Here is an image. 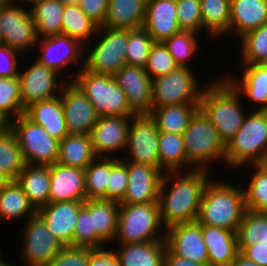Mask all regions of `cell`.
Here are the masks:
<instances>
[{"label":"cell","instance_id":"6da1fadb","mask_svg":"<svg viewBox=\"0 0 267 266\" xmlns=\"http://www.w3.org/2000/svg\"><path fill=\"white\" fill-rule=\"evenodd\" d=\"M209 174L208 170L191 168L186 174L183 171L163 174L158 204L160 220L165 229L174 224L197 220L204 188L212 179ZM169 181L172 183L168 188L166 185Z\"/></svg>","mask_w":267,"mask_h":266},{"label":"cell","instance_id":"7a4b0ae2","mask_svg":"<svg viewBox=\"0 0 267 266\" xmlns=\"http://www.w3.org/2000/svg\"><path fill=\"white\" fill-rule=\"evenodd\" d=\"M246 211L241 186L210 179L204 188L197 221L201 225L237 232Z\"/></svg>","mask_w":267,"mask_h":266},{"label":"cell","instance_id":"3957f363","mask_svg":"<svg viewBox=\"0 0 267 266\" xmlns=\"http://www.w3.org/2000/svg\"><path fill=\"white\" fill-rule=\"evenodd\" d=\"M210 81L203 87L199 109L208 118L225 144L241 128L247 113L242 109L241 96L224 78Z\"/></svg>","mask_w":267,"mask_h":266},{"label":"cell","instance_id":"277c9868","mask_svg":"<svg viewBox=\"0 0 267 266\" xmlns=\"http://www.w3.org/2000/svg\"><path fill=\"white\" fill-rule=\"evenodd\" d=\"M249 114L226 144L224 161L231 168L263 165L267 160V110L255 109Z\"/></svg>","mask_w":267,"mask_h":266},{"label":"cell","instance_id":"5b68a950","mask_svg":"<svg viewBox=\"0 0 267 266\" xmlns=\"http://www.w3.org/2000/svg\"><path fill=\"white\" fill-rule=\"evenodd\" d=\"M162 226L158 202L119 204L115 241L134 244L164 240L165 228Z\"/></svg>","mask_w":267,"mask_h":266},{"label":"cell","instance_id":"8992f818","mask_svg":"<svg viewBox=\"0 0 267 266\" xmlns=\"http://www.w3.org/2000/svg\"><path fill=\"white\" fill-rule=\"evenodd\" d=\"M182 135L186 151L187 169L192 166V170H209V163L218 161L220 158L224 162L226 144L200 109L192 116L188 128Z\"/></svg>","mask_w":267,"mask_h":266},{"label":"cell","instance_id":"52a82bcc","mask_svg":"<svg viewBox=\"0 0 267 266\" xmlns=\"http://www.w3.org/2000/svg\"><path fill=\"white\" fill-rule=\"evenodd\" d=\"M73 78L69 81H74L85 93L99 117L136 115L130 109L126 95L114 77L95 74L83 68Z\"/></svg>","mask_w":267,"mask_h":266},{"label":"cell","instance_id":"ba28073f","mask_svg":"<svg viewBox=\"0 0 267 266\" xmlns=\"http://www.w3.org/2000/svg\"><path fill=\"white\" fill-rule=\"evenodd\" d=\"M96 33V36H102L98 37L96 44L91 45V50L84 51L88 54H84L83 68L95 74L113 77L127 64L128 30L99 26Z\"/></svg>","mask_w":267,"mask_h":266},{"label":"cell","instance_id":"9c48e42d","mask_svg":"<svg viewBox=\"0 0 267 266\" xmlns=\"http://www.w3.org/2000/svg\"><path fill=\"white\" fill-rule=\"evenodd\" d=\"M10 130L20 146L25 164L49 166L56 163L60 141L34 124L24 114L11 120Z\"/></svg>","mask_w":267,"mask_h":266},{"label":"cell","instance_id":"30bf717a","mask_svg":"<svg viewBox=\"0 0 267 266\" xmlns=\"http://www.w3.org/2000/svg\"><path fill=\"white\" fill-rule=\"evenodd\" d=\"M191 69L179 66L176 70L152 80L153 108L199 104L203 88L197 84V77Z\"/></svg>","mask_w":267,"mask_h":266},{"label":"cell","instance_id":"8fae6325","mask_svg":"<svg viewBox=\"0 0 267 266\" xmlns=\"http://www.w3.org/2000/svg\"><path fill=\"white\" fill-rule=\"evenodd\" d=\"M131 119L125 150L128 151V155L125 158L121 157L122 160L149 165L160 170L158 149L160 131L156 121L150 114L134 115Z\"/></svg>","mask_w":267,"mask_h":266},{"label":"cell","instance_id":"7c38bea8","mask_svg":"<svg viewBox=\"0 0 267 266\" xmlns=\"http://www.w3.org/2000/svg\"><path fill=\"white\" fill-rule=\"evenodd\" d=\"M20 3L7 2L0 5V33L2 44L21 54L32 49L38 42L36 26L30 11ZM29 48V49H28ZM27 50V51H26Z\"/></svg>","mask_w":267,"mask_h":266},{"label":"cell","instance_id":"4fadbf2b","mask_svg":"<svg viewBox=\"0 0 267 266\" xmlns=\"http://www.w3.org/2000/svg\"><path fill=\"white\" fill-rule=\"evenodd\" d=\"M25 222L22 260L27 266H47L64 246L37 213Z\"/></svg>","mask_w":267,"mask_h":266},{"label":"cell","instance_id":"5bb4252c","mask_svg":"<svg viewBox=\"0 0 267 266\" xmlns=\"http://www.w3.org/2000/svg\"><path fill=\"white\" fill-rule=\"evenodd\" d=\"M59 76L57 72L40 64L37 60H34L26 70L20 71L18 79L24 110L33 103L60 95L67 79Z\"/></svg>","mask_w":267,"mask_h":266},{"label":"cell","instance_id":"9a60e30c","mask_svg":"<svg viewBox=\"0 0 267 266\" xmlns=\"http://www.w3.org/2000/svg\"><path fill=\"white\" fill-rule=\"evenodd\" d=\"M69 134L90 135L99 116L85 93L74 81H68L60 93Z\"/></svg>","mask_w":267,"mask_h":266},{"label":"cell","instance_id":"2e32d148","mask_svg":"<svg viewBox=\"0 0 267 266\" xmlns=\"http://www.w3.org/2000/svg\"><path fill=\"white\" fill-rule=\"evenodd\" d=\"M38 45L41 53L36 60L58 74L72 62L79 64L80 70L83 69L84 64L80 63L84 59L83 51L86 48L79 40L65 34H57L39 38L36 46Z\"/></svg>","mask_w":267,"mask_h":266},{"label":"cell","instance_id":"e0dca14e","mask_svg":"<svg viewBox=\"0 0 267 266\" xmlns=\"http://www.w3.org/2000/svg\"><path fill=\"white\" fill-rule=\"evenodd\" d=\"M167 248L176 256L208 264V249L202 234V225L196 220L178 223L165 229Z\"/></svg>","mask_w":267,"mask_h":266},{"label":"cell","instance_id":"ac0fdd59","mask_svg":"<svg viewBox=\"0 0 267 266\" xmlns=\"http://www.w3.org/2000/svg\"><path fill=\"white\" fill-rule=\"evenodd\" d=\"M113 77L123 89L128 105L136 115L151 113L152 79L143 67L126 64Z\"/></svg>","mask_w":267,"mask_h":266},{"label":"cell","instance_id":"d6986e66","mask_svg":"<svg viewBox=\"0 0 267 266\" xmlns=\"http://www.w3.org/2000/svg\"><path fill=\"white\" fill-rule=\"evenodd\" d=\"M131 117L101 116L98 118L90 133L93 151L97 157H111L116 151L124 150L125 153Z\"/></svg>","mask_w":267,"mask_h":266},{"label":"cell","instance_id":"ffe728a7","mask_svg":"<svg viewBox=\"0 0 267 266\" xmlns=\"http://www.w3.org/2000/svg\"><path fill=\"white\" fill-rule=\"evenodd\" d=\"M128 185L119 204L158 202L163 173L156 167L127 162Z\"/></svg>","mask_w":267,"mask_h":266},{"label":"cell","instance_id":"44dd1931","mask_svg":"<svg viewBox=\"0 0 267 266\" xmlns=\"http://www.w3.org/2000/svg\"><path fill=\"white\" fill-rule=\"evenodd\" d=\"M83 206L84 201L49 202L37 214L63 246H73L75 225Z\"/></svg>","mask_w":267,"mask_h":266},{"label":"cell","instance_id":"7402d4cb","mask_svg":"<svg viewBox=\"0 0 267 266\" xmlns=\"http://www.w3.org/2000/svg\"><path fill=\"white\" fill-rule=\"evenodd\" d=\"M49 202L85 201V170L59 163L49 165Z\"/></svg>","mask_w":267,"mask_h":266},{"label":"cell","instance_id":"603a6c76","mask_svg":"<svg viewBox=\"0 0 267 266\" xmlns=\"http://www.w3.org/2000/svg\"><path fill=\"white\" fill-rule=\"evenodd\" d=\"M143 27L154 42H164L181 31L176 0H147Z\"/></svg>","mask_w":267,"mask_h":266},{"label":"cell","instance_id":"cb8c5ba5","mask_svg":"<svg viewBox=\"0 0 267 266\" xmlns=\"http://www.w3.org/2000/svg\"><path fill=\"white\" fill-rule=\"evenodd\" d=\"M24 115L59 141L69 134L60 95L31 104L25 109Z\"/></svg>","mask_w":267,"mask_h":266},{"label":"cell","instance_id":"d4e9b609","mask_svg":"<svg viewBox=\"0 0 267 266\" xmlns=\"http://www.w3.org/2000/svg\"><path fill=\"white\" fill-rule=\"evenodd\" d=\"M209 266H231L239 253L235 231L202 225Z\"/></svg>","mask_w":267,"mask_h":266},{"label":"cell","instance_id":"484cf974","mask_svg":"<svg viewBox=\"0 0 267 266\" xmlns=\"http://www.w3.org/2000/svg\"><path fill=\"white\" fill-rule=\"evenodd\" d=\"M240 79L233 76L224 78L233 86L240 96H246L259 106L257 110H267V68L262 64H242Z\"/></svg>","mask_w":267,"mask_h":266},{"label":"cell","instance_id":"4316f807","mask_svg":"<svg viewBox=\"0 0 267 266\" xmlns=\"http://www.w3.org/2000/svg\"><path fill=\"white\" fill-rule=\"evenodd\" d=\"M267 23V0H231L229 33L238 39Z\"/></svg>","mask_w":267,"mask_h":266},{"label":"cell","instance_id":"83f0119b","mask_svg":"<svg viewBox=\"0 0 267 266\" xmlns=\"http://www.w3.org/2000/svg\"><path fill=\"white\" fill-rule=\"evenodd\" d=\"M120 248V249H119ZM166 240L120 244L114 250L120 266H165Z\"/></svg>","mask_w":267,"mask_h":266},{"label":"cell","instance_id":"f1b7e54d","mask_svg":"<svg viewBox=\"0 0 267 266\" xmlns=\"http://www.w3.org/2000/svg\"><path fill=\"white\" fill-rule=\"evenodd\" d=\"M15 180L36 211L49 203V166L25 164Z\"/></svg>","mask_w":267,"mask_h":266},{"label":"cell","instance_id":"f546056e","mask_svg":"<svg viewBox=\"0 0 267 266\" xmlns=\"http://www.w3.org/2000/svg\"><path fill=\"white\" fill-rule=\"evenodd\" d=\"M147 0H109L102 26L116 29L143 27Z\"/></svg>","mask_w":267,"mask_h":266},{"label":"cell","instance_id":"4dcf8cb0","mask_svg":"<svg viewBox=\"0 0 267 266\" xmlns=\"http://www.w3.org/2000/svg\"><path fill=\"white\" fill-rule=\"evenodd\" d=\"M96 157L90 135L68 134L59 143L56 162L85 170Z\"/></svg>","mask_w":267,"mask_h":266},{"label":"cell","instance_id":"1f68e13d","mask_svg":"<svg viewBox=\"0 0 267 266\" xmlns=\"http://www.w3.org/2000/svg\"><path fill=\"white\" fill-rule=\"evenodd\" d=\"M28 6L38 38L62 34L64 5L60 1L35 0Z\"/></svg>","mask_w":267,"mask_h":266},{"label":"cell","instance_id":"d6a6232c","mask_svg":"<svg viewBox=\"0 0 267 266\" xmlns=\"http://www.w3.org/2000/svg\"><path fill=\"white\" fill-rule=\"evenodd\" d=\"M119 202L91 199L92 230L106 244L115 241L118 231Z\"/></svg>","mask_w":267,"mask_h":266},{"label":"cell","instance_id":"836d02e7","mask_svg":"<svg viewBox=\"0 0 267 266\" xmlns=\"http://www.w3.org/2000/svg\"><path fill=\"white\" fill-rule=\"evenodd\" d=\"M198 109L199 104L166 105L153 108L150 115L159 131L182 135Z\"/></svg>","mask_w":267,"mask_h":266},{"label":"cell","instance_id":"e575fe53","mask_svg":"<svg viewBox=\"0 0 267 266\" xmlns=\"http://www.w3.org/2000/svg\"><path fill=\"white\" fill-rule=\"evenodd\" d=\"M37 211L28 201L27 196L16 182L11 180L0 191V221L15 220L34 216Z\"/></svg>","mask_w":267,"mask_h":266},{"label":"cell","instance_id":"d590c367","mask_svg":"<svg viewBox=\"0 0 267 266\" xmlns=\"http://www.w3.org/2000/svg\"><path fill=\"white\" fill-rule=\"evenodd\" d=\"M158 149L160 155V171L163 174L165 172H185L187 170L183 135L160 131Z\"/></svg>","mask_w":267,"mask_h":266},{"label":"cell","instance_id":"8d00e7d4","mask_svg":"<svg viewBox=\"0 0 267 266\" xmlns=\"http://www.w3.org/2000/svg\"><path fill=\"white\" fill-rule=\"evenodd\" d=\"M200 6L203 28L210 38L229 33L231 0H200Z\"/></svg>","mask_w":267,"mask_h":266},{"label":"cell","instance_id":"74e56055","mask_svg":"<svg viewBox=\"0 0 267 266\" xmlns=\"http://www.w3.org/2000/svg\"><path fill=\"white\" fill-rule=\"evenodd\" d=\"M98 25L76 5H65L62 18V34L79 40L84 47L96 36Z\"/></svg>","mask_w":267,"mask_h":266},{"label":"cell","instance_id":"f35d334b","mask_svg":"<svg viewBox=\"0 0 267 266\" xmlns=\"http://www.w3.org/2000/svg\"><path fill=\"white\" fill-rule=\"evenodd\" d=\"M111 157H96L85 169V192L88 199L107 200Z\"/></svg>","mask_w":267,"mask_h":266},{"label":"cell","instance_id":"ab89813d","mask_svg":"<svg viewBox=\"0 0 267 266\" xmlns=\"http://www.w3.org/2000/svg\"><path fill=\"white\" fill-rule=\"evenodd\" d=\"M250 168L254 170V174H251L248 186L243 188L246 208L253 212L267 213V166L250 165Z\"/></svg>","mask_w":267,"mask_h":266},{"label":"cell","instance_id":"60d3db41","mask_svg":"<svg viewBox=\"0 0 267 266\" xmlns=\"http://www.w3.org/2000/svg\"><path fill=\"white\" fill-rule=\"evenodd\" d=\"M236 234L238 246L267 242V213L247 210Z\"/></svg>","mask_w":267,"mask_h":266},{"label":"cell","instance_id":"b9f144b4","mask_svg":"<svg viewBox=\"0 0 267 266\" xmlns=\"http://www.w3.org/2000/svg\"><path fill=\"white\" fill-rule=\"evenodd\" d=\"M25 166L20 146L11 130L0 133V168L15 180Z\"/></svg>","mask_w":267,"mask_h":266},{"label":"cell","instance_id":"7bdbcfd3","mask_svg":"<svg viewBox=\"0 0 267 266\" xmlns=\"http://www.w3.org/2000/svg\"><path fill=\"white\" fill-rule=\"evenodd\" d=\"M240 39L241 64H261L267 57V23L246 33Z\"/></svg>","mask_w":267,"mask_h":266},{"label":"cell","instance_id":"ee69618b","mask_svg":"<svg viewBox=\"0 0 267 266\" xmlns=\"http://www.w3.org/2000/svg\"><path fill=\"white\" fill-rule=\"evenodd\" d=\"M92 230L91 223V199L84 201V206L78 213L75 232L73 237V246L88 247L91 249H102L108 246Z\"/></svg>","mask_w":267,"mask_h":266},{"label":"cell","instance_id":"f6af8a7d","mask_svg":"<svg viewBox=\"0 0 267 266\" xmlns=\"http://www.w3.org/2000/svg\"><path fill=\"white\" fill-rule=\"evenodd\" d=\"M153 43L152 37L144 27L128 30L127 65L144 68Z\"/></svg>","mask_w":267,"mask_h":266},{"label":"cell","instance_id":"bcb514c9","mask_svg":"<svg viewBox=\"0 0 267 266\" xmlns=\"http://www.w3.org/2000/svg\"><path fill=\"white\" fill-rule=\"evenodd\" d=\"M196 35L194 31L181 30L179 33L174 34L171 38L164 41L169 53L172 55L175 62L180 67H189L188 60L194 56L199 49Z\"/></svg>","mask_w":267,"mask_h":266},{"label":"cell","instance_id":"7dc6e473","mask_svg":"<svg viewBox=\"0 0 267 266\" xmlns=\"http://www.w3.org/2000/svg\"><path fill=\"white\" fill-rule=\"evenodd\" d=\"M0 111L10 121L24 114L18 77H0Z\"/></svg>","mask_w":267,"mask_h":266},{"label":"cell","instance_id":"c3c4849f","mask_svg":"<svg viewBox=\"0 0 267 266\" xmlns=\"http://www.w3.org/2000/svg\"><path fill=\"white\" fill-rule=\"evenodd\" d=\"M178 67L164 43L154 42L144 67L149 77L153 80L176 70Z\"/></svg>","mask_w":267,"mask_h":266},{"label":"cell","instance_id":"681fc988","mask_svg":"<svg viewBox=\"0 0 267 266\" xmlns=\"http://www.w3.org/2000/svg\"><path fill=\"white\" fill-rule=\"evenodd\" d=\"M180 29L201 33L203 29L200 0H176Z\"/></svg>","mask_w":267,"mask_h":266},{"label":"cell","instance_id":"f907efd6","mask_svg":"<svg viewBox=\"0 0 267 266\" xmlns=\"http://www.w3.org/2000/svg\"><path fill=\"white\" fill-rule=\"evenodd\" d=\"M128 185L127 162L111 156V173L107 185V200L120 202Z\"/></svg>","mask_w":267,"mask_h":266},{"label":"cell","instance_id":"816d5d0a","mask_svg":"<svg viewBox=\"0 0 267 266\" xmlns=\"http://www.w3.org/2000/svg\"><path fill=\"white\" fill-rule=\"evenodd\" d=\"M90 248L64 246L47 266H88Z\"/></svg>","mask_w":267,"mask_h":266},{"label":"cell","instance_id":"f5cc1de1","mask_svg":"<svg viewBox=\"0 0 267 266\" xmlns=\"http://www.w3.org/2000/svg\"><path fill=\"white\" fill-rule=\"evenodd\" d=\"M21 53L15 49H11L5 44H0V77L15 78L19 77L18 57Z\"/></svg>","mask_w":267,"mask_h":266},{"label":"cell","instance_id":"db71d44e","mask_svg":"<svg viewBox=\"0 0 267 266\" xmlns=\"http://www.w3.org/2000/svg\"><path fill=\"white\" fill-rule=\"evenodd\" d=\"M109 0H78L77 5L98 26L105 22Z\"/></svg>","mask_w":267,"mask_h":266},{"label":"cell","instance_id":"11a10c76","mask_svg":"<svg viewBox=\"0 0 267 266\" xmlns=\"http://www.w3.org/2000/svg\"><path fill=\"white\" fill-rule=\"evenodd\" d=\"M239 252L258 266H267V242L238 246Z\"/></svg>","mask_w":267,"mask_h":266},{"label":"cell","instance_id":"9f6ffc18","mask_svg":"<svg viewBox=\"0 0 267 266\" xmlns=\"http://www.w3.org/2000/svg\"><path fill=\"white\" fill-rule=\"evenodd\" d=\"M88 266H120L119 261L114 254V250L91 249Z\"/></svg>","mask_w":267,"mask_h":266},{"label":"cell","instance_id":"6f0895ef","mask_svg":"<svg viewBox=\"0 0 267 266\" xmlns=\"http://www.w3.org/2000/svg\"><path fill=\"white\" fill-rule=\"evenodd\" d=\"M165 266H209L208 264L196 263L174 255L168 248L165 252Z\"/></svg>","mask_w":267,"mask_h":266},{"label":"cell","instance_id":"680465c9","mask_svg":"<svg viewBox=\"0 0 267 266\" xmlns=\"http://www.w3.org/2000/svg\"><path fill=\"white\" fill-rule=\"evenodd\" d=\"M231 266H258L255 262L245 258L240 252L232 262Z\"/></svg>","mask_w":267,"mask_h":266},{"label":"cell","instance_id":"91938a15","mask_svg":"<svg viewBox=\"0 0 267 266\" xmlns=\"http://www.w3.org/2000/svg\"><path fill=\"white\" fill-rule=\"evenodd\" d=\"M10 120L0 111V133L10 129Z\"/></svg>","mask_w":267,"mask_h":266},{"label":"cell","instance_id":"94428289","mask_svg":"<svg viewBox=\"0 0 267 266\" xmlns=\"http://www.w3.org/2000/svg\"><path fill=\"white\" fill-rule=\"evenodd\" d=\"M12 179L0 168V191L11 181Z\"/></svg>","mask_w":267,"mask_h":266},{"label":"cell","instance_id":"6125c7cd","mask_svg":"<svg viewBox=\"0 0 267 266\" xmlns=\"http://www.w3.org/2000/svg\"><path fill=\"white\" fill-rule=\"evenodd\" d=\"M60 1L64 6L65 5H76L78 3V0H58Z\"/></svg>","mask_w":267,"mask_h":266},{"label":"cell","instance_id":"be15d7a7","mask_svg":"<svg viewBox=\"0 0 267 266\" xmlns=\"http://www.w3.org/2000/svg\"><path fill=\"white\" fill-rule=\"evenodd\" d=\"M10 2H15L17 3V1L21 4L24 3V5H29L31 2L35 1V0H9Z\"/></svg>","mask_w":267,"mask_h":266},{"label":"cell","instance_id":"e7e4bbea","mask_svg":"<svg viewBox=\"0 0 267 266\" xmlns=\"http://www.w3.org/2000/svg\"><path fill=\"white\" fill-rule=\"evenodd\" d=\"M0 266H14V265H12V263H9L7 260L5 261V260L2 259V257L0 256Z\"/></svg>","mask_w":267,"mask_h":266},{"label":"cell","instance_id":"03108f58","mask_svg":"<svg viewBox=\"0 0 267 266\" xmlns=\"http://www.w3.org/2000/svg\"><path fill=\"white\" fill-rule=\"evenodd\" d=\"M261 64L267 68V57L261 62Z\"/></svg>","mask_w":267,"mask_h":266},{"label":"cell","instance_id":"003e7915","mask_svg":"<svg viewBox=\"0 0 267 266\" xmlns=\"http://www.w3.org/2000/svg\"><path fill=\"white\" fill-rule=\"evenodd\" d=\"M9 2V0H0V5Z\"/></svg>","mask_w":267,"mask_h":266}]
</instances>
